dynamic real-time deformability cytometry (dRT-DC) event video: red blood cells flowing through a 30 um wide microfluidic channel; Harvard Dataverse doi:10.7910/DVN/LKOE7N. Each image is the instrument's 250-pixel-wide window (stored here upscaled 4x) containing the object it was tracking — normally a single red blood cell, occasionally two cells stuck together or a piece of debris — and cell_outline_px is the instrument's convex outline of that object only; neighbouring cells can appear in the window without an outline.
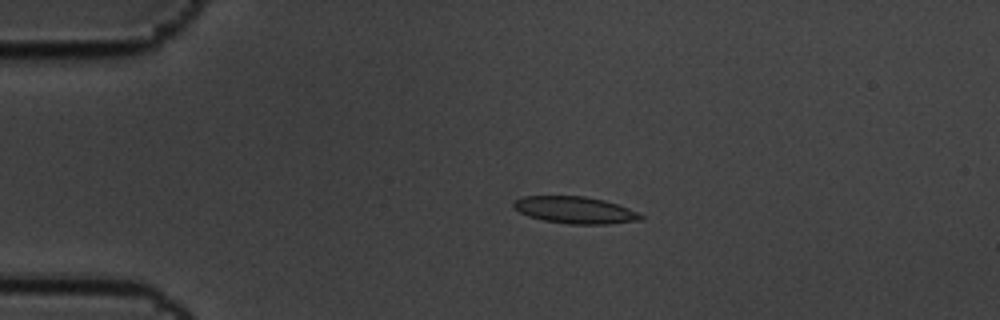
{"species": "common noctule bat (a hibernating species)", "species_latin": "Nyctalus noctula", "temperature_condition": "cold", "stored_images_in_passage": 7, "camera_frame_rate_fps": 3000, "um_per_image_px": 0.085, "animal": {"sex": "male", "body_mass_g": 19.5, "forearm_length_mm": 54.6}, "frame": {"image": 1, "passage_image": 4, "time_ms": 1.0, "image_size_px": [1000, 320], "cell_outline_px": [[644, 220], [608, 224], [568, 224], [544, 220], [528, 216], [520, 212], [512, 204], [512, 200], [524, 196], [584, 196], [604, 200], [628, 208], [644, 216]], "centroid_in_image_um": [48.88, 17.85], "position_along_channel_um": 36.1, "area_um2": 19.94}}
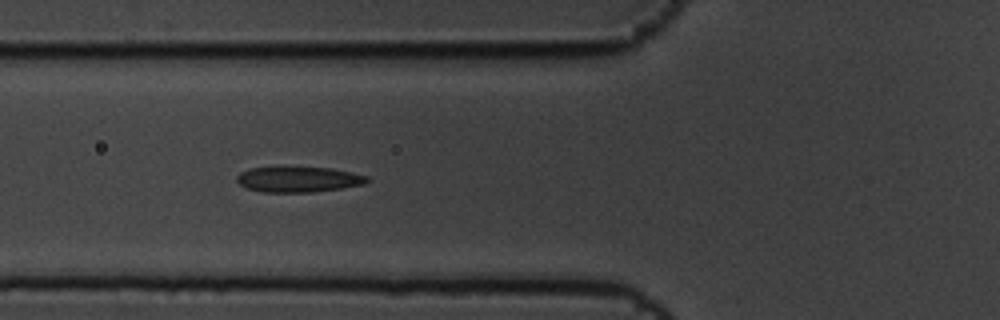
{"frame": {"image": 2, "passage_image": 6, "time_ms": 1.667, "image_size_px": [1000, 320], "cell_outline_px": [[372, 180], [364, 184], [340, 188], [312, 192], [260, 192], [248, 188], [240, 184], [236, 180], [236, 176], [240, 172], [248, 168], [280, 164], [284, 164], [332, 168], [352, 172], [368, 176]], "centroid_in_image_um": [25.33, 15.19], "position_along_channel_um": 100.5, "area_um2": 20.46}}
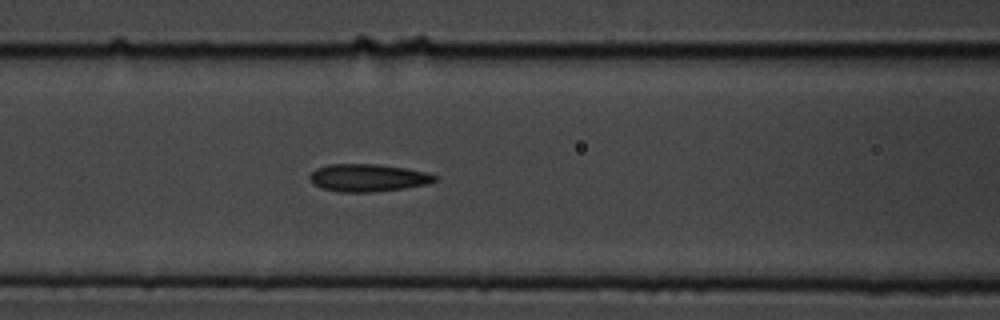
{"frame": {"image": 3, "passage_image": 7, "time_ms": 2.0, "image_size_px": [1000, 320], "cell_outline_px": [[436, 180], [428, 184], [404, 188], [372, 192], [340, 192], [320, 188], [308, 176], [316, 168], [328, 164], [376, 164], [404, 168], [424, 172], [436, 176]], "centroid_in_image_um": [31.25, 15.11], "position_along_channel_um": 135.4, "area_um2": 19.88}}